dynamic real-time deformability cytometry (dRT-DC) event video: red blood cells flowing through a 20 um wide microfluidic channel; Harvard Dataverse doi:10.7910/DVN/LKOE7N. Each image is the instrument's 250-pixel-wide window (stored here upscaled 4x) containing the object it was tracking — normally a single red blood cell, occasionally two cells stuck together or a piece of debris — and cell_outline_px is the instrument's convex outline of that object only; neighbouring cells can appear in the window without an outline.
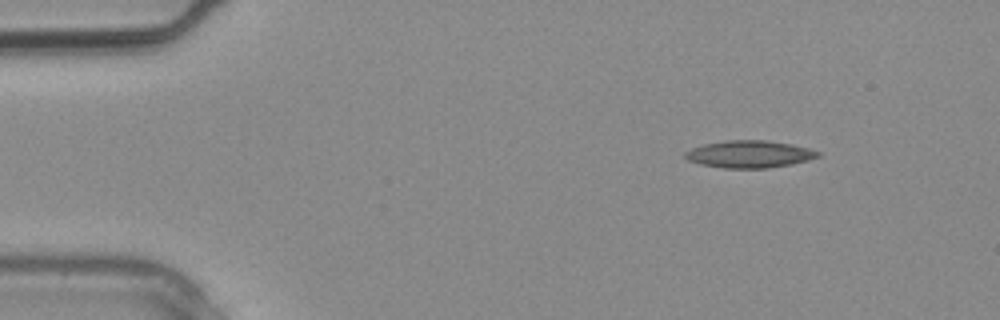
{"species": "common noctule bat (a hibernating species)", "species_latin": "Nyctalus noctula", "temperature_condition": "warm", "stored_images_in_passage": 2, "camera_frame_rate_fps": 3000, "um_per_image_px": 0.085, "animal": {"sex": "male", "body_mass_g": 20.4}, "frame": {"image": 1, "passage_image": 1, "time_ms": 0.0, "image_size_px": [1000, 320], "cell_outline_px": [[820, 156], [808, 160], [792, 164], [768, 168], [724, 168], [700, 164], [688, 160], [684, 156], [684, 152], [692, 148], [704, 144], [724, 140], [764, 140], [792, 144], [808, 148], [820, 152]], "centroid_in_image_um": [63.69, 13.1], "position_along_channel_um": 21.3, "area_um2": 21.1}}